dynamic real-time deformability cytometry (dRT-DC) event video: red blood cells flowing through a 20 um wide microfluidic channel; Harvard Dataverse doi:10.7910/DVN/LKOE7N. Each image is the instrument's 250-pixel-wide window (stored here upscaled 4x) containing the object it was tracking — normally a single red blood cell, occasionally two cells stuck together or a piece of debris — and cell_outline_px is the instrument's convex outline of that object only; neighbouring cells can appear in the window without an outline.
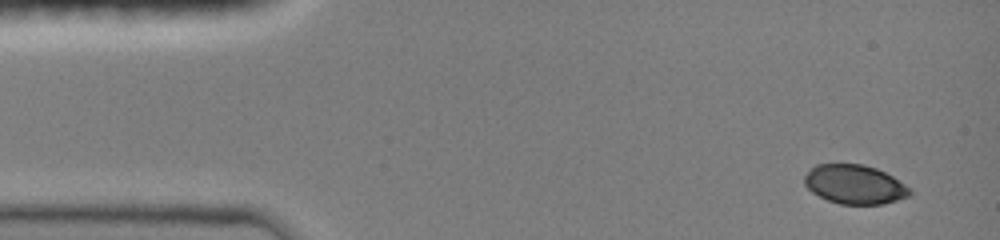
{"species": "common noctule bat (a hibernating species)", "species_latin": "Nyctalus noctula", "temperature_condition": "room temperature", "stored_images_in_passage": 18, "camera_frame_rate_fps": 3000, "um_per_image_px": 0.085, "animal": {"sex": "female", "body_mass_g": 19.0, "forearm_length_mm": 51.5}, "frame": {"image": 1, "passage_image": 1, "time_ms": 0.0, "image_size_px": [1000, 240], "cell_outline_px": [[912, 192], [908, 196], [884, 204], [840, 204], [828, 200], [812, 192], [804, 184], [804, 176], [816, 164], [864, 164], [876, 168], [892, 176], [904, 184]], "centroid_in_image_um": [72.63, 15.67], "position_along_channel_um": 12.4, "area_um2": 23.81}}
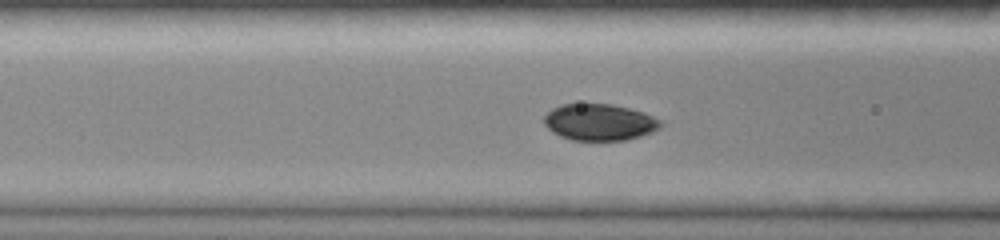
{"frame": {"image": 2, "passage_image": 11, "time_ms": 5.0, "image_size_px": [1000, 240], "cell_outline_px": [[664, 124], [660, 128], [652, 132], [628, 140], [572, 140], [560, 136], [552, 132], [544, 124], [544, 116], [552, 108], [564, 104], [612, 104], [644, 112], [660, 120]], "centroid_in_image_um": [50.97, 10.39], "position_along_channel_um": 115.6, "area_um2": 24.85}}
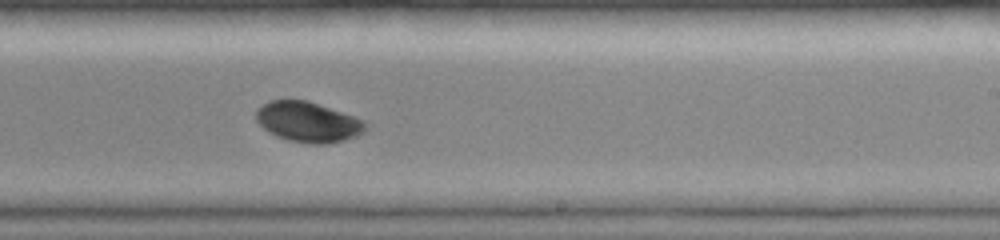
{"frame": {"image": 3, "passage_image": 18, "time_ms": 8.667, "image_size_px": [1000, 240], "cell_outline_px": [[368, 124], [364, 132], [356, 136], [344, 140], [328, 144], [308, 144], [288, 140], [276, 136], [268, 132], [256, 120], [256, 108], [268, 100], [308, 100], [364, 120]], "centroid_in_image_um": [26.17, 10.37], "position_along_channel_um": 262.8, "area_um2": 25.84}}